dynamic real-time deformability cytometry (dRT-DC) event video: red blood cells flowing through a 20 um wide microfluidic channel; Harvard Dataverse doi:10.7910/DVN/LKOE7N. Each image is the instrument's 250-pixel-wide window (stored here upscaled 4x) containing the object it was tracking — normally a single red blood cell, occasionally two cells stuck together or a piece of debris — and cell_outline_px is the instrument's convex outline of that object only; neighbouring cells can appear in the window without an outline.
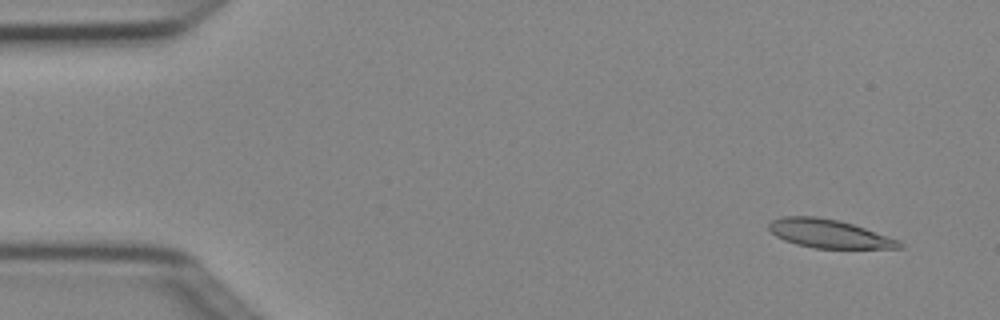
{"species": "Egyptian fruit bat (a non-hibernating species)", "species_latin": "Rousettus aegyptiacus", "temperature_condition": "cold", "stored_images_in_passage": 4, "camera_frame_rate_fps": 3000, "um_per_image_px": 0.085, "animal": {"sex": "female"}, "frame": {"image": 1, "passage_image": 1, "time_ms": 0.0, "image_size_px": [1000, 320], "cell_outline_px": [[904, 248], [816, 248], [796, 244], [784, 240], [776, 236], [768, 228], [768, 224], [772, 220], [780, 216], [816, 216], [840, 220], [900, 240], [904, 244]], "centroid_in_image_um": [70.46, 19.85], "position_along_channel_um": 14.5, "area_um2": 21.68}}